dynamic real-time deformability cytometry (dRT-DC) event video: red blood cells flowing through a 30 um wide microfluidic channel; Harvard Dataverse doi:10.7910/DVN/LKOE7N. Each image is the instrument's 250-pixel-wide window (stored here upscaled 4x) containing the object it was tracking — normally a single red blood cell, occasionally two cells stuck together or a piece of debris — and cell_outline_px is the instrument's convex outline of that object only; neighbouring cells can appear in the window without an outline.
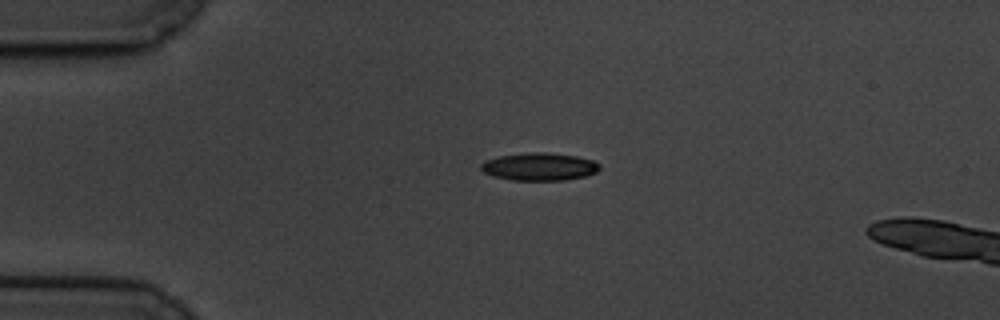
{"species": "common noctule bat (a hibernating species)", "species_latin": "Nyctalus noctula", "temperature_condition": "cold", "stored_images_in_passage": 6, "camera_frame_rate_fps": 3000, "um_per_image_px": 0.085, "animal": {"sex": "male", "body_mass_g": 19.5, "forearm_length_mm": 54.6}, "frame": {"image": 1, "passage_image": 1, "time_ms": 0.0, "image_size_px": [1000, 320], "cell_outline_px": [[600, 168], [596, 172], [584, 176], [564, 180], [512, 180], [492, 176], [484, 172], [480, 168], [480, 164], [484, 160], [500, 156], [532, 152], [544, 152], [576, 156], [592, 160], [600, 164]], "centroid_in_image_um": [45.82, 14.17], "position_along_channel_um": 39.2, "area_um2": 19.07}}